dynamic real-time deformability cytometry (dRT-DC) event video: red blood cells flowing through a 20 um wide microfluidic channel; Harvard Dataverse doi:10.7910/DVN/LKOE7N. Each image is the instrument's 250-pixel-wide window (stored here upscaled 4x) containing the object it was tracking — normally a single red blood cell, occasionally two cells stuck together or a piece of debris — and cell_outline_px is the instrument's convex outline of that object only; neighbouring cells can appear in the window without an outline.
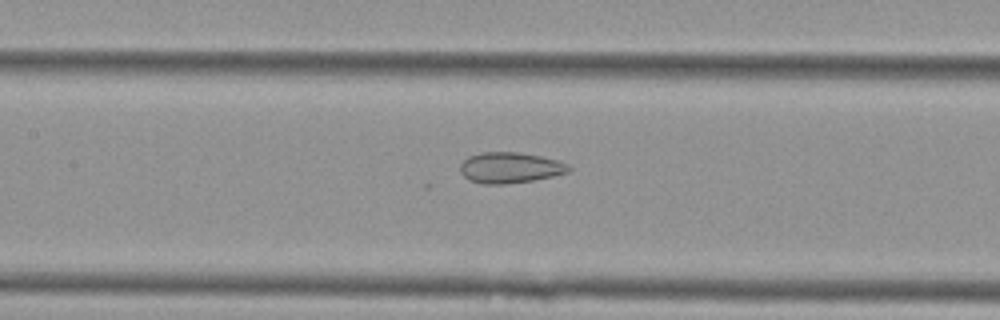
{"species": "Egyptian fruit bat (a non-hibernating species)", "species_latin": "Rousettus aegyptiacus", "temperature_condition": "cold", "stored_images_in_passage": 54, "camera_frame_rate_fps": 3000, "um_per_image_px": 0.085, "animal": {"sex": "female"}, "frame": {"image": 1, "passage_image": 25, "time_ms": 8.0, "image_size_px": [1000, 320], "cell_outline_px": [[572, 168], [568, 172], [552, 176], [532, 180], [504, 184], [484, 184], [468, 180], [460, 172], [460, 164], [468, 156], [480, 152], [520, 152], [560, 160], [568, 164]], "centroid_in_image_um": [43.35, 14.24], "position_along_channel_um": 164.1, "area_um2": 19.59}}
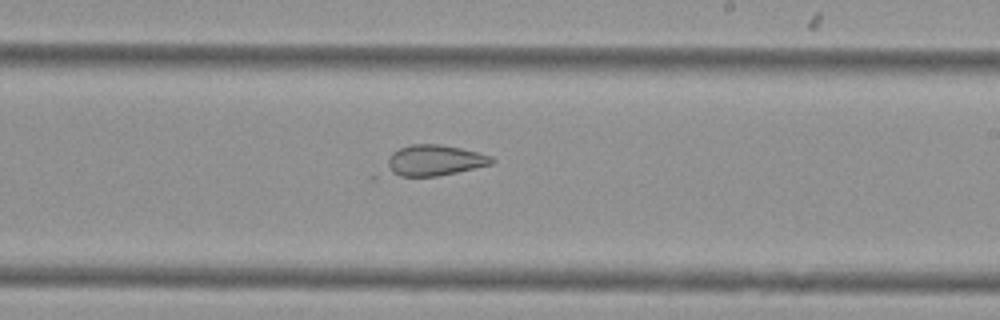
{"frame": {"image": 2, "passage_image": 32, "time_ms": 10.333, "image_size_px": [1000, 320], "cell_outline_px": [[496, 160], [492, 164], [456, 172], [436, 176], [376, 180], [368, 180], [368, 176], [392, 152], [400, 148], [412, 144], [440, 144], [460, 148], [492, 156]], "centroid_in_image_um": [36.4, 13.76], "position_along_channel_um": 252.6, "area_um2": 21.39}}
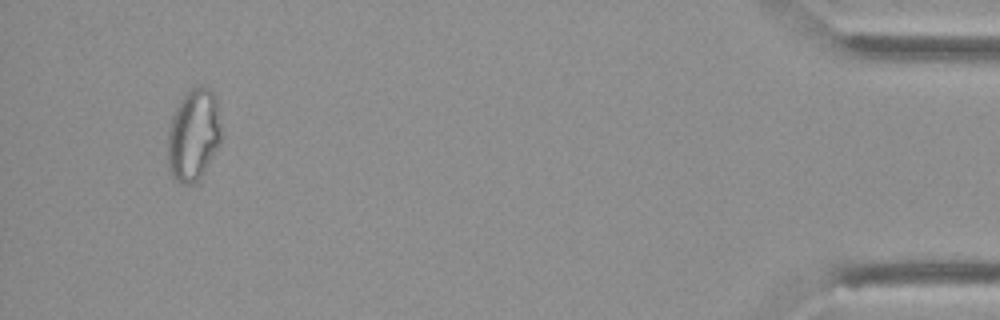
{"frame": {"image": 3, "passage_image": 51, "time_ms": 16.667, "image_size_px": [1000, 320], "cell_outline_px": [[220, 140], [200, 184], [180, 184], [172, 180], [168, 168], [168, 128], [172, 116], [180, 100], [188, 88], [200, 84], [208, 88], [216, 96], [220, 128]], "centroid_in_image_um": [16.42, 11.52], "position_along_channel_um": 418.8, "area_um2": 29.36}, "authors_computed_cell_mechanics": {"area_um2": 25.6632, "velocity_mm_per_s": 3.8012, "shape_relaxation_time_tau1_ms": null, "shape_relaxation_time_tau2_ms": 5.7701, "deformation_change_tau1": null, "deformation_change_tau2": 0.1914}}